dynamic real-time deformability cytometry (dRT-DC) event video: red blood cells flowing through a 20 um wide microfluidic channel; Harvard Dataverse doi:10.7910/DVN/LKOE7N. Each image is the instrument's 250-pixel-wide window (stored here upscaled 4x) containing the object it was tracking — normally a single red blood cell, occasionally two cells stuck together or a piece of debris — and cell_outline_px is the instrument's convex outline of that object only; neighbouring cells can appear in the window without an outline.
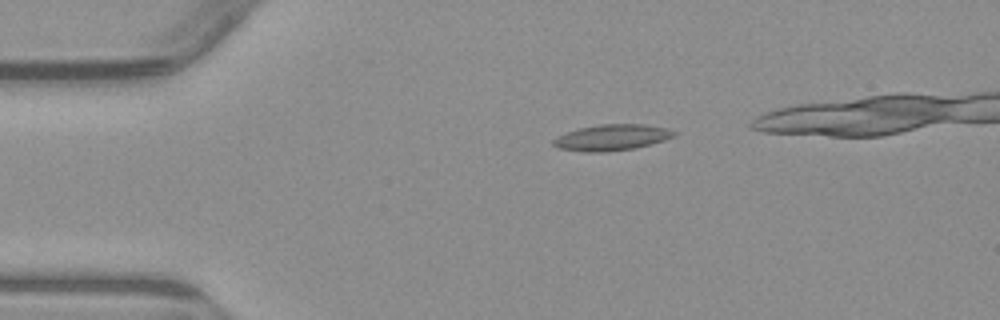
{"species": "common noctule bat (a hibernating species)", "species_latin": "Nyctalus noctula", "temperature_condition": "warm", "stored_images_in_passage": 3, "camera_frame_rate_fps": 3000, "um_per_image_px": 0.085, "animal": {"sex": "male", "body_mass_g": 23.1, "forearm_length_mm": 52.7}, "frame": {"image": 1, "passage_image": 2, "time_ms": 1.333, "image_size_px": [1000, 320], "cell_outline_px": [[676, 136], [664, 140], [636, 148], [608, 152], [584, 152], [556, 148], [552, 144], [552, 140], [556, 136], [580, 128], [600, 124], [644, 124], [668, 128], [676, 132]], "centroid_in_image_um": [51.99, 11.69], "position_along_channel_um": 33.0, "area_um2": 18.5}}